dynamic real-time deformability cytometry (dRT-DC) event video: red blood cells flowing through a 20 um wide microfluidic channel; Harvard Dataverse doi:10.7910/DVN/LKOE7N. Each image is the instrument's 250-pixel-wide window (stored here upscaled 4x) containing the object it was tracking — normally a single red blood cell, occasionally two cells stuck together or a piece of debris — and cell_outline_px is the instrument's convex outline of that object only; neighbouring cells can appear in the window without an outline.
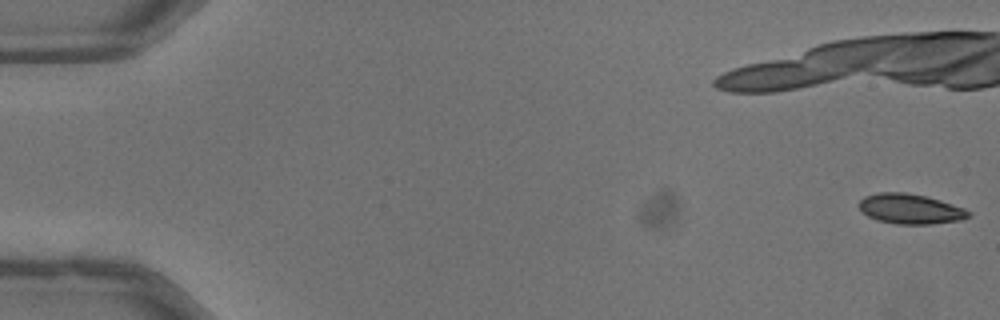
{"species": "common noctule bat (a hibernating species)", "species_latin": "Nyctalus noctula", "temperature_condition": "warm", "stored_images_in_passage": 9, "camera_frame_rate_fps": 3000, "um_per_image_px": 0.085, "animal": {"sex": "male", "body_mass_g": 13.3}, "frame": {"image": 1, "passage_image": 1, "time_ms": 0.0, "image_size_px": [1000, 320], "cell_outline_px": [[972, 216], [960, 220], [932, 224], [896, 224], [876, 220], [860, 212], [856, 204], [864, 196], [876, 192], [904, 192], [924, 196], [940, 200], [964, 208], [972, 212]], "centroid_in_image_um": [77.33, 17.76], "position_along_channel_um": 7.7, "area_um2": 19.48}}